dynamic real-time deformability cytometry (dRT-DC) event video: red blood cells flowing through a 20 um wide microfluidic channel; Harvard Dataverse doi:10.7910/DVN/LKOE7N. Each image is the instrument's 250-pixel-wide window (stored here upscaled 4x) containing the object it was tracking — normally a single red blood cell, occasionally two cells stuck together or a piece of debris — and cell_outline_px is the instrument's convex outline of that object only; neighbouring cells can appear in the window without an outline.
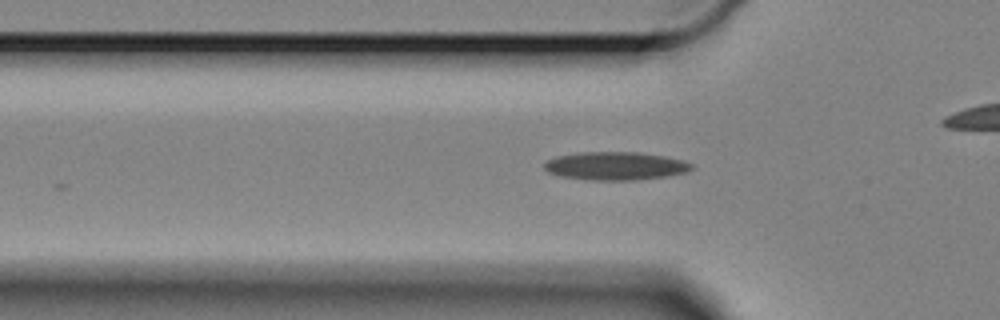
{"species": "Egyptian fruit bat (a non-hibernating species)", "species_latin": "Rousettus aegyptiacus", "temperature_condition": "cold", "stored_images_in_passage": 12, "camera_frame_rate_fps": 3000, "um_per_image_px": 0.085, "animal": {"sex": "female"}, "frame": {"image": 1, "passage_image": 3, "time_ms": 0.667, "image_size_px": [1000, 320], "cell_outline_px": [[692, 168], [684, 172], [664, 176], [636, 180], [588, 180], [560, 176], [548, 172], [544, 168], [544, 164], [548, 160], [556, 156], [584, 152], [636, 152], [664, 156], [684, 160], [692, 164]], "centroid_in_image_um": [52.28, 14.1], "position_along_channel_um": 73.5, "area_um2": 23.99}}